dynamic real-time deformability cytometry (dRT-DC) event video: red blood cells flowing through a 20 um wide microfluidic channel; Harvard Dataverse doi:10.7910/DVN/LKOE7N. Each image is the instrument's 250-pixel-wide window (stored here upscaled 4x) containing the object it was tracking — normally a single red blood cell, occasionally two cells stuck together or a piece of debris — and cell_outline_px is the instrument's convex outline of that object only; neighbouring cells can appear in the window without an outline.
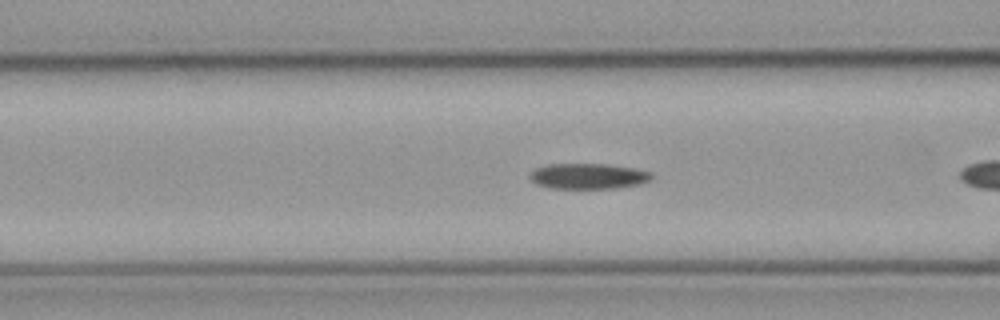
{"species": "common noctule bat (a hibernating species)", "species_latin": "Nyctalus noctula", "temperature_condition": "cold", "stored_images_in_passage": 7, "camera_frame_rate_fps": 3000, "um_per_image_px": 0.085, "animal": {"sex": "male", "body_mass_g": 23.1, "forearm_length_mm": 52.7}, "frame": {"image": 1, "passage_image": 4, "time_ms": 1.0, "image_size_px": [1000, 320], "cell_outline_px": [[652, 180], [640, 184], [616, 188], [552, 188], [536, 184], [528, 176], [528, 172], [536, 168], [548, 164], [608, 164], [636, 168], [652, 172]], "centroid_in_image_um": [50.01, 14.97], "position_along_channel_um": 116.6, "area_um2": 18.32}}